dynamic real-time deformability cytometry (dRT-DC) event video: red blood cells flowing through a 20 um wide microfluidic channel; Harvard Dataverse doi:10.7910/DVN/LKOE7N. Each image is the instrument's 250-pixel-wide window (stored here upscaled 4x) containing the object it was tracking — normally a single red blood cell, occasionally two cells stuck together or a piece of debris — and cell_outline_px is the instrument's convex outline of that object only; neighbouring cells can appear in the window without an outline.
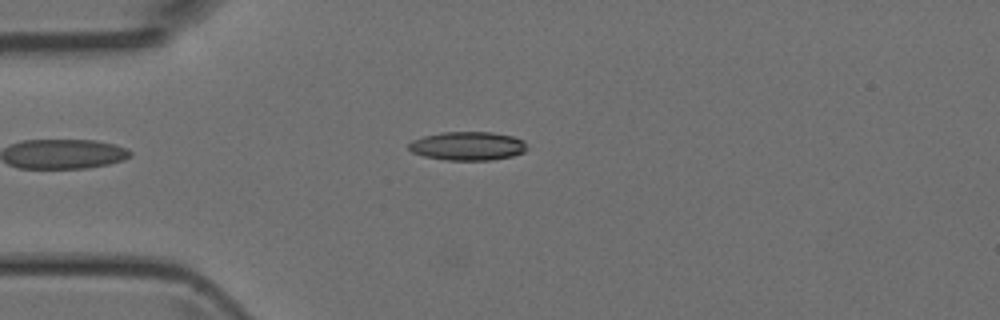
{"species": "Egyptian fruit bat (a non-hibernating species)", "species_latin": "Rousettus aegyptiacus", "temperature_condition": "room temperature", "stored_images_in_passage": 21, "camera_frame_rate_fps": 3000, "um_per_image_px": 0.085, "animal": {"sex": "female"}, "frame": {"image": 1, "passage_image": 1, "time_ms": 0.0, "image_size_px": [1000, 320], "cell_outline_px": [[528, 148], [524, 152], [512, 156], [492, 160], [448, 160], [424, 156], [412, 152], [408, 148], [408, 144], [412, 140], [424, 136], [440, 132], [492, 132], [512, 136], [524, 140]], "centroid_in_image_um": [39.76, 12.4], "position_along_channel_um": 45.2, "area_um2": 19.83}}
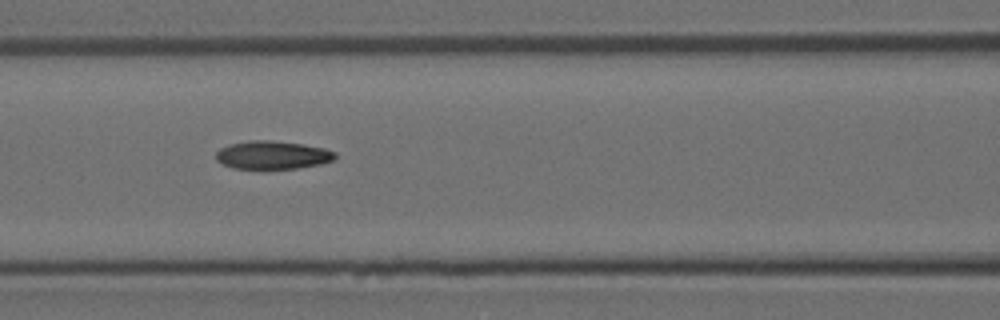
{"frame": {"image": 2, "passage_image": 9, "time_ms": 2.667, "image_size_px": [1000, 320], "cell_outline_px": [[336, 156], [332, 160], [320, 164], [296, 168], [232, 168], [216, 160], [216, 152], [220, 148], [228, 144], [248, 140], [272, 140], [300, 144], [324, 148], [336, 152]], "centroid_in_image_um": [23.13, 13.16], "position_along_channel_um": 143.5, "area_um2": 19.42}}
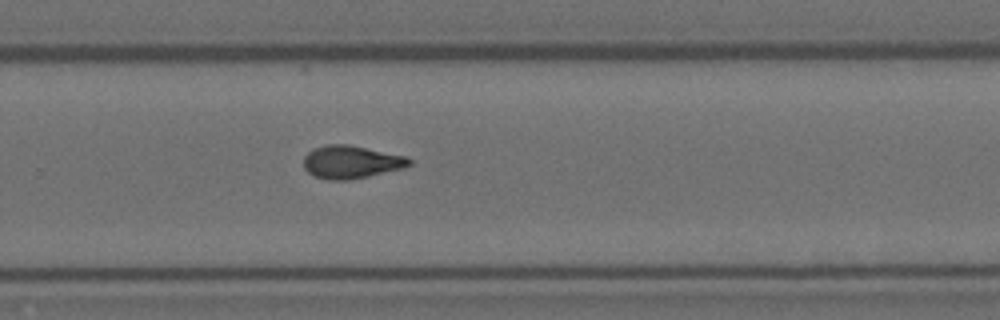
{"frame": {"image": 3, "passage_image": 20, "time_ms": 6.333, "image_size_px": [1000, 320], "cell_outline_px": [[412, 164], [404, 168], [368, 176], [348, 180], [328, 180], [312, 176], [304, 168], [304, 156], [312, 148], [324, 144], [348, 144], [408, 156], [412, 160]], "centroid_in_image_um": [29.84, 13.76], "position_along_channel_um": 300.0, "area_um2": 20.58}}